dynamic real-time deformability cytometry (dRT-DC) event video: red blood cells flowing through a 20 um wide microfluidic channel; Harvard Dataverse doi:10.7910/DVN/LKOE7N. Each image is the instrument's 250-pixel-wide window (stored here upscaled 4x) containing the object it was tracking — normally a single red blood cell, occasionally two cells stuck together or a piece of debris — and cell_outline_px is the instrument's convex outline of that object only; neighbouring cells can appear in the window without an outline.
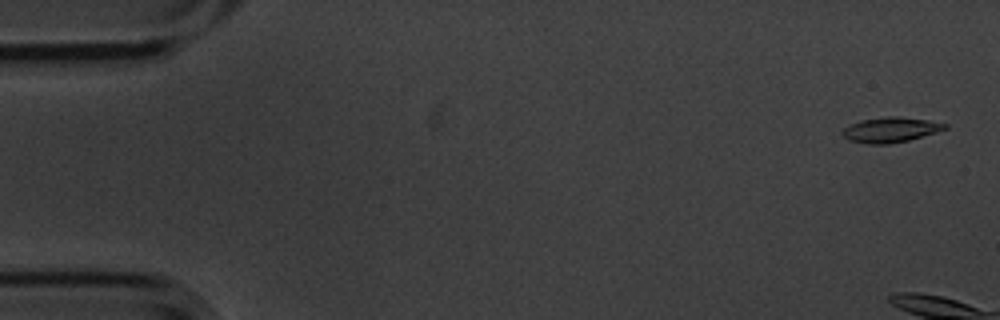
{"species": "common noctule bat (a hibernating species)", "species_latin": "Nyctalus noctula", "temperature_condition": "cold", "stored_images_in_passage": 5, "camera_frame_rate_fps": 3000, "um_per_image_px": 0.085, "animal": {"sex": "male", "body_mass_g": 20.1, "forearm_length_mm": 53.5}, "frame": {"image": 1, "passage_image": 1, "time_ms": 0.0, "image_size_px": [1000, 320], "cell_outline_px": [[948, 128], [936, 132], [908, 140], [888, 144], [868, 144], [848, 140], [840, 132], [844, 128], [860, 120], [888, 116], [896, 116], [928, 120], [948, 124]], "centroid_in_image_um": [75.68, 11.03], "position_along_channel_um": 9.3, "area_um2": 14.91}}